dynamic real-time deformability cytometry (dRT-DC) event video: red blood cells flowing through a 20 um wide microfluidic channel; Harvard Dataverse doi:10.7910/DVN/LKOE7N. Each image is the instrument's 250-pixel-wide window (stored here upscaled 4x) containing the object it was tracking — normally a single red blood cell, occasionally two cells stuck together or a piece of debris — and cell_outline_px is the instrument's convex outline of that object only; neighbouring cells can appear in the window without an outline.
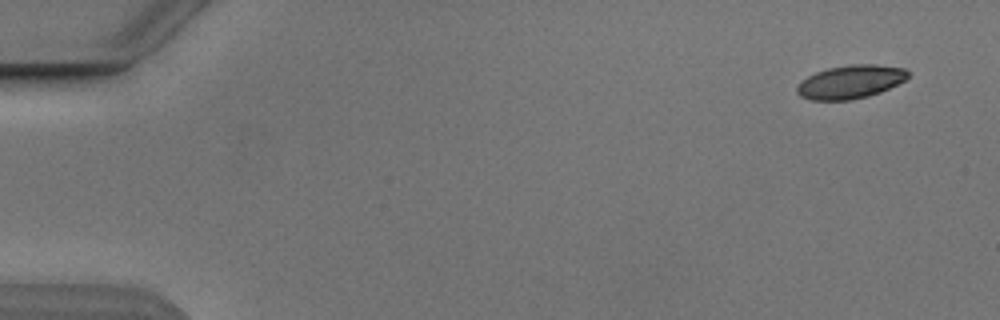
{"species": "Egyptian fruit bat (a non-hibernating species)", "species_latin": "Rousettus aegyptiacus", "temperature_condition": "cold", "stored_images_in_passage": 4, "camera_frame_rate_fps": 3000, "um_per_image_px": 0.085, "animal": {"sex": "male"}, "frame": {"image": 1, "passage_image": 1, "time_ms": 0.0, "image_size_px": [1000, 320], "cell_outline_px": [[908, 76], [904, 80], [880, 92], [868, 96], [852, 100], [812, 100], [800, 96], [796, 92], [796, 88], [800, 80], [816, 72], [828, 68], [848, 64], [876, 64], [904, 68], [908, 72]], "centroid_in_image_um": [72.25, 6.95], "position_along_channel_um": 12.8, "area_um2": 21.62}}
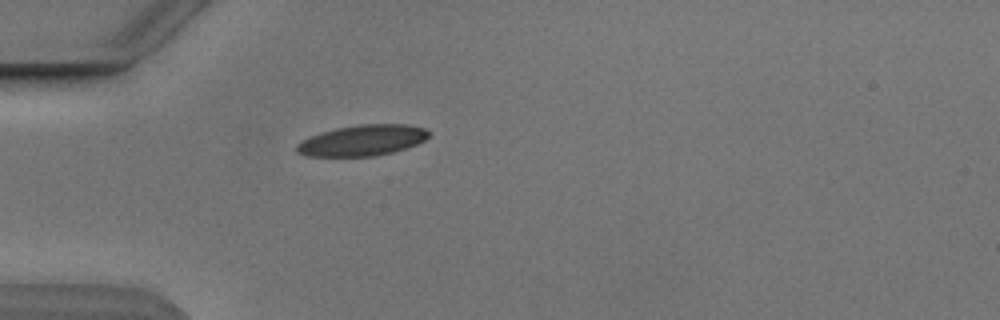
{"frame": {"image": 2, "passage_image": 4, "time_ms": 4.333, "image_size_px": [1000, 320], "cell_outline_px": [[428, 136], [424, 140], [416, 144], [392, 152], [376, 156], [304, 156], [296, 152], [296, 144], [300, 140], [336, 128], [360, 124], [408, 124], [424, 128], [428, 132]], "centroid_in_image_um": [30.77, 11.93], "position_along_channel_um": 54.2, "area_um2": 23.58}}